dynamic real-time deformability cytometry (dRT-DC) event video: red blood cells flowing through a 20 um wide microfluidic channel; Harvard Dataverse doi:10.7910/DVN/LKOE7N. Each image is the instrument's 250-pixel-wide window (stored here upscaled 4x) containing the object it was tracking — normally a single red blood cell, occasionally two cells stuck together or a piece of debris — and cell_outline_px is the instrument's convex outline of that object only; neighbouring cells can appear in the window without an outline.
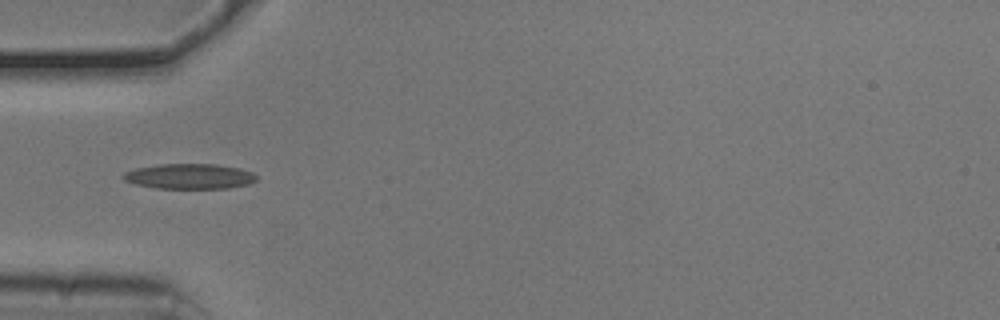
{"species": "common noctule bat (a hibernating species)", "species_latin": "Nyctalus noctula", "temperature_condition": "cold", "stored_images_in_passage": 9, "camera_frame_rate_fps": 3000, "um_per_image_px": 0.085, "animal": {"sex": "male", "body_mass_g": 20.5, "forearm_length_mm": 52.5}, "frame": {"image": 1, "passage_image": 1, "time_ms": 0.0, "image_size_px": [1000, 320], "cell_outline_px": [[256, 180], [248, 184], [228, 188], [156, 188], [136, 184], [124, 180], [120, 176], [124, 172], [136, 168], [160, 164], [216, 164], [240, 168], [252, 172], [256, 176]], "centroid_in_image_um": [16.09, 14.98], "position_along_channel_um": 68.9, "area_um2": 19.54}}